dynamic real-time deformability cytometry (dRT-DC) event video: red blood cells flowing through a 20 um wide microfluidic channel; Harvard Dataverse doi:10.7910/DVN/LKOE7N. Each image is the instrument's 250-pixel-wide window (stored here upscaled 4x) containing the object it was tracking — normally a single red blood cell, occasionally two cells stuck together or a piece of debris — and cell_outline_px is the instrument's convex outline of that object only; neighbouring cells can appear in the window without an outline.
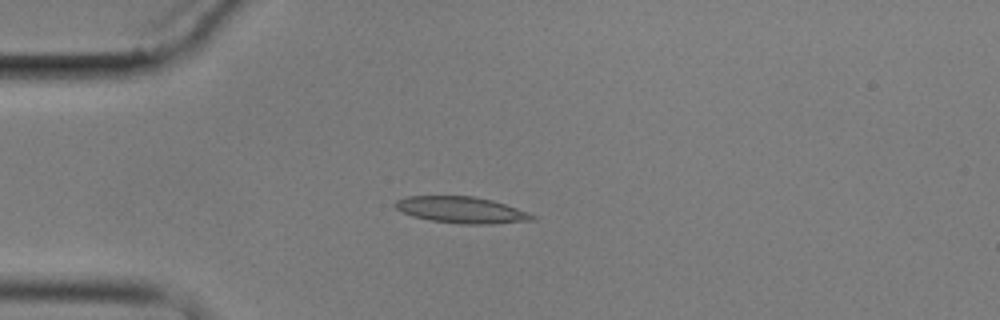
{"species": "common noctule bat (a hibernating species)", "species_latin": "Nyctalus noctula", "temperature_condition": "cold", "stored_images_in_passage": 9, "camera_frame_rate_fps": 3000, "um_per_image_px": 0.085, "animal": {"sex": "male", "body_mass_g": 17.9}, "frame": {"image": 1, "passage_image": 4, "time_ms": 3.667, "image_size_px": [1000, 320], "cell_outline_px": [[536, 220], [488, 224], [460, 224], [432, 220], [412, 216], [396, 208], [392, 204], [396, 200], [404, 196], [472, 196], [492, 200], [516, 208], [536, 216]], "centroid_in_image_um": [39.19, 17.84], "position_along_channel_um": 45.8, "area_um2": 20.98}}
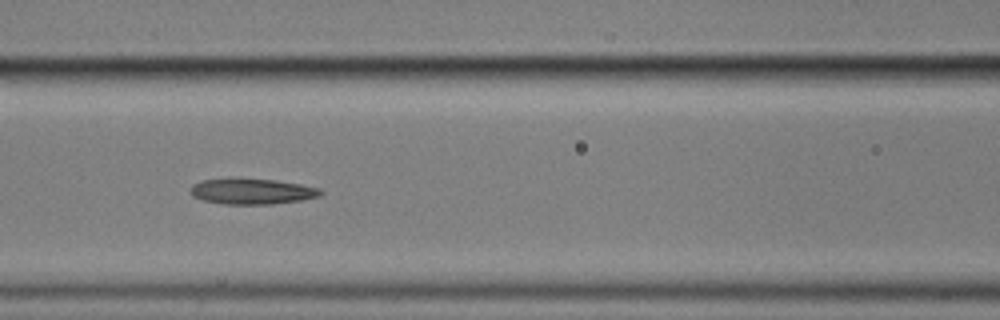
{"frame": {"image": 2, "passage_image": 7, "time_ms": 7.0, "image_size_px": [1000, 320], "cell_outline_px": [[324, 192], [320, 196], [300, 200], [272, 204], [224, 204], [204, 200], [192, 196], [192, 184], [200, 180], [272, 180], [300, 184], [320, 188]], "centroid_in_image_um": [21.47, 16.29], "position_along_channel_um": 145.1, "area_um2": 18.84}}
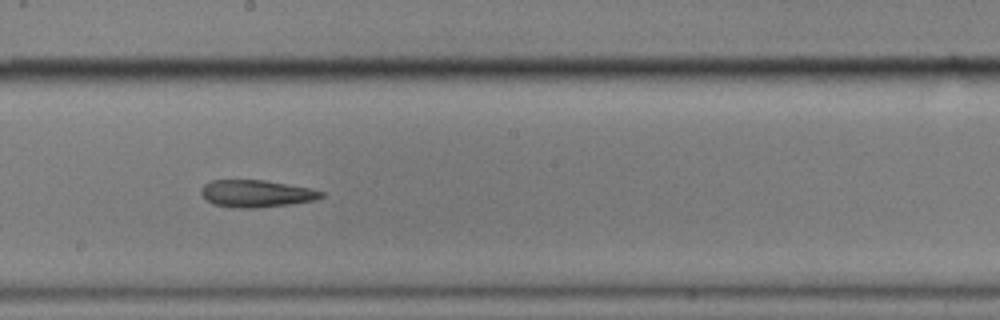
{"frame": {"image": 3, "passage_image": 9, "time_ms": 9.333, "image_size_px": [1000, 320], "cell_outline_px": [[324, 196], [312, 200], [292, 204], [256, 208], [240, 208], [212, 204], [204, 200], [200, 192], [200, 188], [204, 184], [212, 180], [264, 180], [308, 188], [324, 192]], "centroid_in_image_um": [21.72, 16.46], "position_along_channel_um": 226.5, "area_um2": 19.02}}